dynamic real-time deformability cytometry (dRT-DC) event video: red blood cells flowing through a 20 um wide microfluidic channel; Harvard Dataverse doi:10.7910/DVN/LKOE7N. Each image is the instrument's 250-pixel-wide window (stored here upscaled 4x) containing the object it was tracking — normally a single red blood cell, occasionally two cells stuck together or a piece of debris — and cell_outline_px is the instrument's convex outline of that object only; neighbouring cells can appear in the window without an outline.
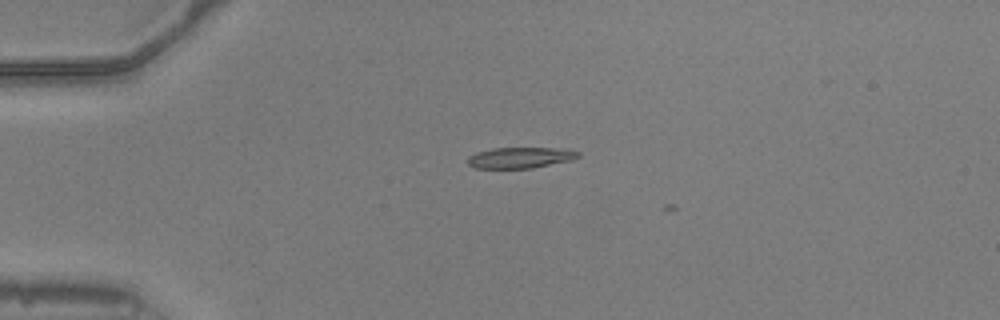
{"species": "common noctule bat (a hibernating species)", "species_latin": "Nyctalus noctula", "temperature_condition": "warm", "stored_images_in_passage": 3, "camera_frame_rate_fps": 3000, "um_per_image_px": 0.085, "animal": {"sex": "male", "body_mass_g": 20.5, "forearm_length_mm": 52.5}, "frame": {"image": 1, "passage_image": 1, "time_ms": 0.0, "image_size_px": [1000, 320], "cell_outline_px": [[580, 156], [572, 160], [532, 168], [476, 168], [468, 164], [468, 156], [476, 152], [492, 148], [568, 148], [580, 152]], "centroid_in_image_um": [44.26, 13.39], "position_along_channel_um": 40.7, "area_um2": 13.58}}